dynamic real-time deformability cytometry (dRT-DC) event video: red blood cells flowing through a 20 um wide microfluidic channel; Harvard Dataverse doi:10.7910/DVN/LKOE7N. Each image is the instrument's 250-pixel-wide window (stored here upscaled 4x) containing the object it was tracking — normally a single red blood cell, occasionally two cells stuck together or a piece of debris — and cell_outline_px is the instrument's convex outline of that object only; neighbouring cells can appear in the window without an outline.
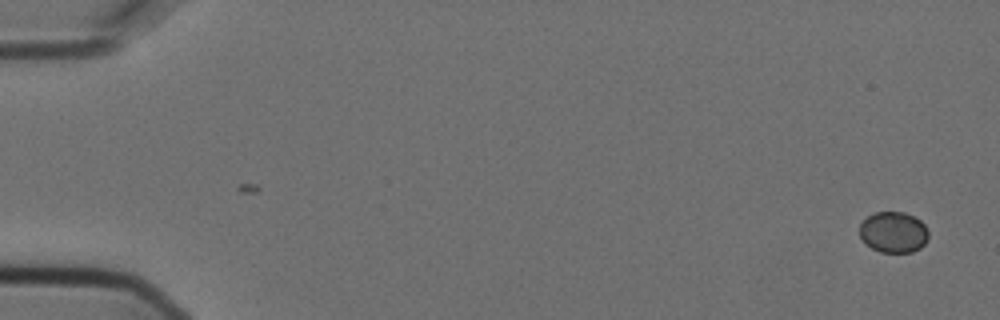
{"species": "Egyptian fruit bat (a non-hibernating species)", "species_latin": "Rousettus aegyptiacus", "temperature_condition": "cold", "stored_images_in_passage": 2, "camera_frame_rate_fps": 3000, "um_per_image_px": 0.085, "animal": {"sex": "female"}, "frame": {"image": 1, "passage_image": 2, "time_ms": 0.333, "image_size_px": [1000, 320], "cell_outline_px": [[928, 240], [920, 248], [912, 252], [880, 252], [872, 248], [860, 236], [860, 224], [868, 216], [876, 212], [904, 212], [920, 220], [924, 224], [928, 232]], "centroid_in_image_um": [75.96, 19.74], "position_along_channel_um": 9.0, "area_um2": 16.3}}